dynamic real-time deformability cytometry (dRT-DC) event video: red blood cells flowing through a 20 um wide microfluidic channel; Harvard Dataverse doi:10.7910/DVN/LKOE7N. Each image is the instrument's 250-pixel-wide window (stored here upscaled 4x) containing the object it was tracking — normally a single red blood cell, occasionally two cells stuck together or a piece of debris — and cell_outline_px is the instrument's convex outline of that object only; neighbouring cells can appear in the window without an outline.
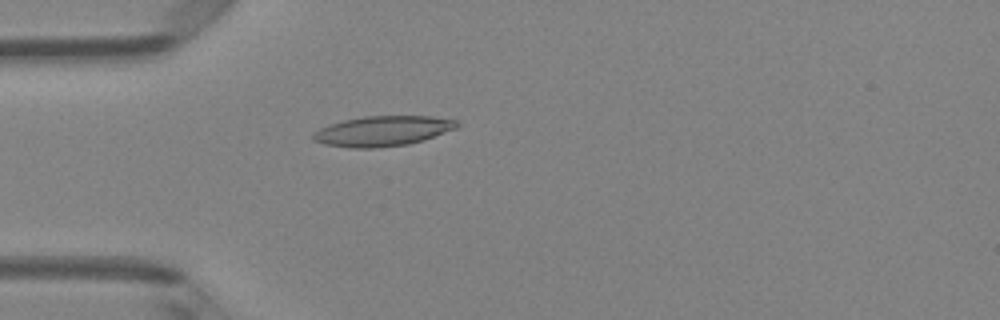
{"species": "Egyptian fruit bat (a non-hibernating species)", "species_latin": "Rousettus aegyptiacus", "temperature_condition": "room temperature", "stored_images_in_passage": 49, "camera_frame_rate_fps": 3000, "um_per_image_px": 0.085, "animal": {"sex": "female"}, "frame": {"image": 1, "passage_image": 14, "time_ms": 4.333, "image_size_px": [1000, 320], "cell_outline_px": [[460, 124], [456, 128], [424, 140], [408, 144], [376, 148], [352, 148], [324, 144], [312, 140], [312, 132], [328, 124], [344, 120], [364, 116], [432, 116], [456, 120]], "centroid_in_image_um": [32.5, 11.14], "position_along_channel_um": 52.5, "area_um2": 25.37}}
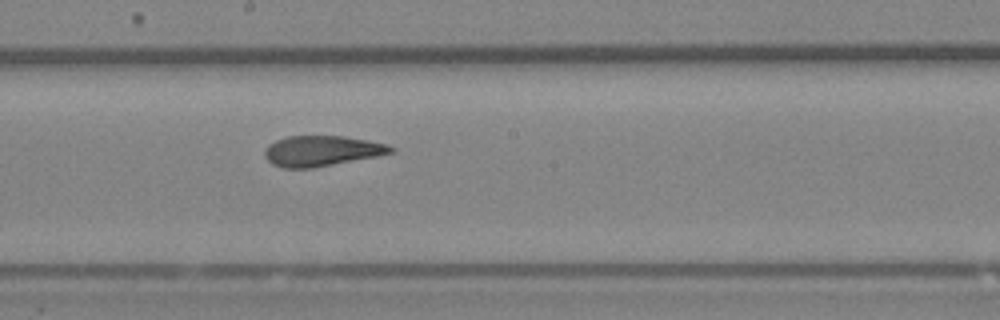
{"frame": {"image": 2, "passage_image": 27, "time_ms": 8.667, "image_size_px": [1000, 320], "cell_outline_px": [[396, 148], [392, 152], [376, 156], [312, 168], [284, 168], [272, 164], [264, 156], [264, 148], [268, 144], [276, 140], [288, 136], [344, 136], [388, 144]], "centroid_in_image_um": [27.31, 12.82], "position_along_channel_um": 220.9, "area_um2": 22.31}}
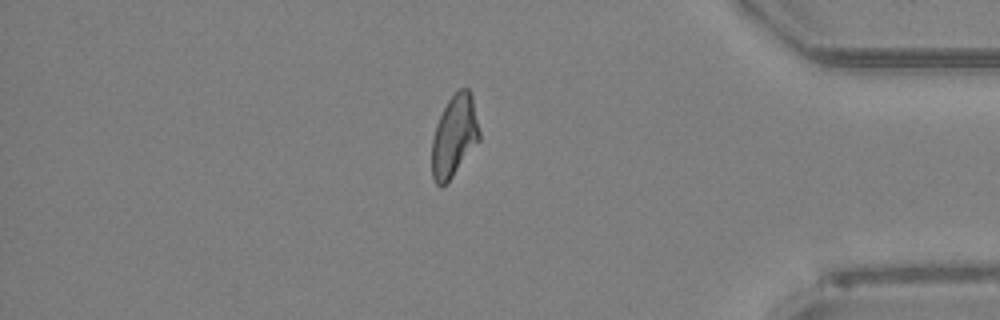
{"frame": {"image": 3, "passage_image": 42, "time_ms": 13.667, "image_size_px": [1000, 320], "cell_outline_px": [[480, 140], [452, 176], [440, 188], [436, 184], [432, 176], [432, 136], [436, 124], [448, 100], [460, 88], [468, 88], [472, 96], [480, 132]], "centroid_in_image_um": [38.61, 11.56], "position_along_channel_um": 396.6, "area_um2": 22.37}, "authors_computed_cell_mechanics": {"area_um2": 23.12, "velocity_mm_per_s": 4.1054, "shape_relaxation_time_tau1_ms": null, "shape_relaxation_time_tau2_ms": 1.6927, "deformation_change_tau1": null, "deformation_change_tau2": 0.0967}}